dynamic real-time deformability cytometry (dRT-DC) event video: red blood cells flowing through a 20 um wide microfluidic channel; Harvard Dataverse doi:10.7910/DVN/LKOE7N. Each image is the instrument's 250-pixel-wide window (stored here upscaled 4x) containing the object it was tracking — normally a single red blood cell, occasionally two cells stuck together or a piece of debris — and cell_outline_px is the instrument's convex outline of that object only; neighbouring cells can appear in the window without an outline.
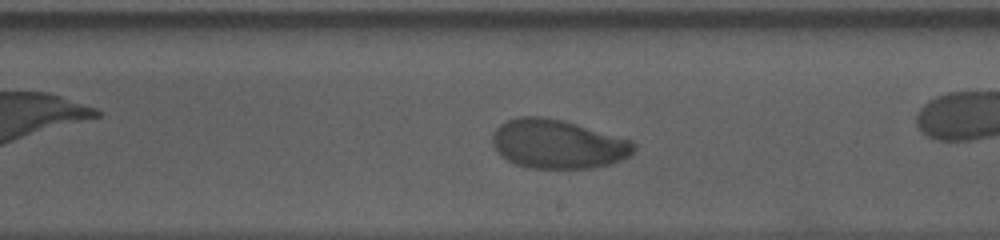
{"species": "human", "species_latin": "Homo sapiens", "temperature_condition": "cold", "stored_images_in_passage": 37, "camera_frame_rate_fps": 3000, "um_per_image_px": 0.085, "donor": {"sex": "male"}, "frame": {"image": 1, "passage_image": 22, "time_ms": 7.0, "image_size_px": [1000, 240], "cell_outline_px": [[636, 148], [632, 156], [612, 164], [596, 168], [528, 168], [516, 164], [500, 156], [492, 144], [492, 132], [500, 124], [516, 116], [544, 116], [564, 120], [632, 140], [636, 144]], "centroid_in_image_um": [47.43, 12.24], "position_along_channel_um": 241.6, "area_um2": 41.04}, "authors_computed_cell_mechanics": {"area_um2": 40.9802, "velocity_mm_per_s": 3.5752, "shape_relaxation_time_tau1_ms": 4.5545, "shape_relaxation_time_tau2_ms": 1.2805, "deformation_change_tau1": 0.1587, "deformation_change_tau2": 0.0445}}